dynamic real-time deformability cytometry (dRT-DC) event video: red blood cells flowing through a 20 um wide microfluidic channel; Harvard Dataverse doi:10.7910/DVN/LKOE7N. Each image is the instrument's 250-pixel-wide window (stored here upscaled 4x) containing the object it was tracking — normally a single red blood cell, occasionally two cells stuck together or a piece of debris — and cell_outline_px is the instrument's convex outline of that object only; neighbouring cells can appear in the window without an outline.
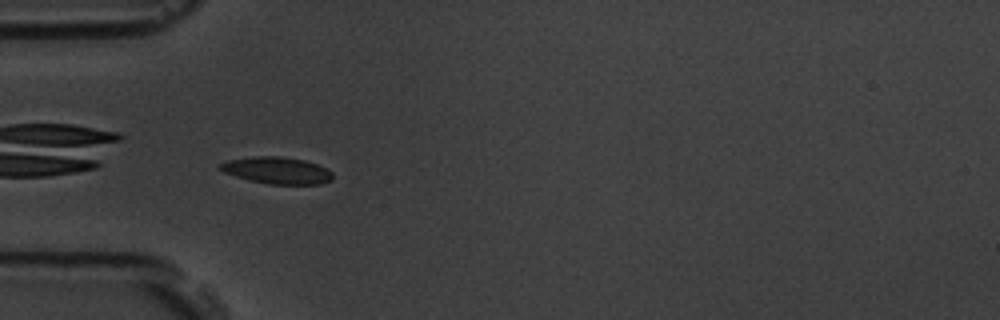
{"species": "common noctule bat (a hibernating species)", "species_latin": "Nyctalus noctula", "temperature_condition": "room temperature", "stored_images_in_passage": 29, "camera_frame_rate_fps": 3000, "um_per_image_px": 0.085, "animal": {"sex": "male", "body_mass_g": 19.5, "forearm_length_mm": 54.6}, "frame": {"image": 1, "passage_image": 1, "time_ms": 0.0, "image_size_px": [1000, 320], "cell_outline_px": [[332, 180], [320, 184], [268, 184], [236, 176], [224, 172], [216, 168], [216, 164], [228, 160], [256, 156], [280, 156], [304, 160], [316, 164], [332, 172]], "centroid_in_image_um": [23.5, 14.48], "position_along_channel_um": 61.5, "area_um2": 17.51}}
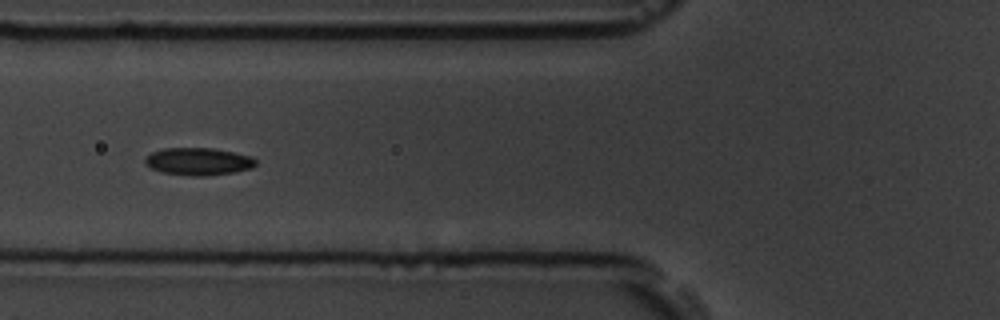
{"frame": {"image": 2, "passage_image": 5, "time_ms": 1.333, "image_size_px": [1000, 320], "cell_outline_px": [[256, 164], [252, 168], [236, 172], [204, 176], [192, 176], [160, 172], [144, 164], [144, 160], [152, 152], [164, 148], [212, 148], [252, 156], [256, 160]], "centroid_in_image_um": [16.87, 13.73], "position_along_channel_um": 108.9, "area_um2": 17.74}}
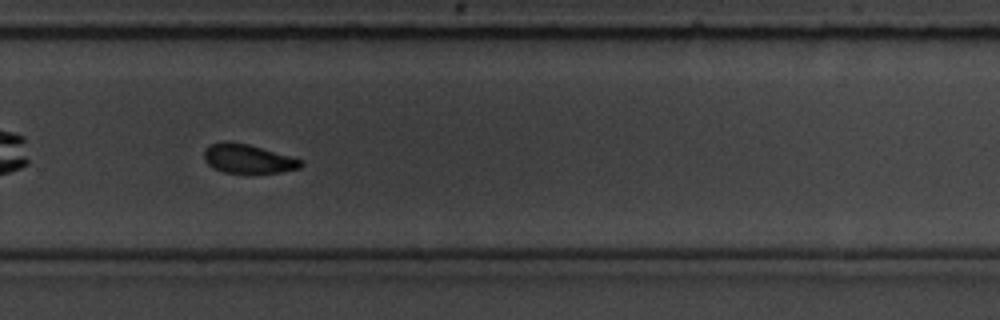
{"frame": {"image": 3, "passage_image": 21, "time_ms": 6.667, "image_size_px": [1000, 320], "cell_outline_px": [[304, 164], [300, 168], [280, 172], [224, 172], [212, 168], [204, 160], [204, 148], [212, 144], [248, 144], [304, 160]], "centroid_in_image_um": [21.12, 13.52], "position_along_channel_um": 308.7, "area_um2": 15.78}, "authors_computed_cell_mechanics": {"area_um2": 17.4556, "velocity_mm_per_s": 3.7518, "shape_relaxation_time_tau1_ms": 2.6713, "shape_relaxation_time_tau2_ms": null, "deformation_change_tau1": 0.0583, "deformation_change_tau2": null}}